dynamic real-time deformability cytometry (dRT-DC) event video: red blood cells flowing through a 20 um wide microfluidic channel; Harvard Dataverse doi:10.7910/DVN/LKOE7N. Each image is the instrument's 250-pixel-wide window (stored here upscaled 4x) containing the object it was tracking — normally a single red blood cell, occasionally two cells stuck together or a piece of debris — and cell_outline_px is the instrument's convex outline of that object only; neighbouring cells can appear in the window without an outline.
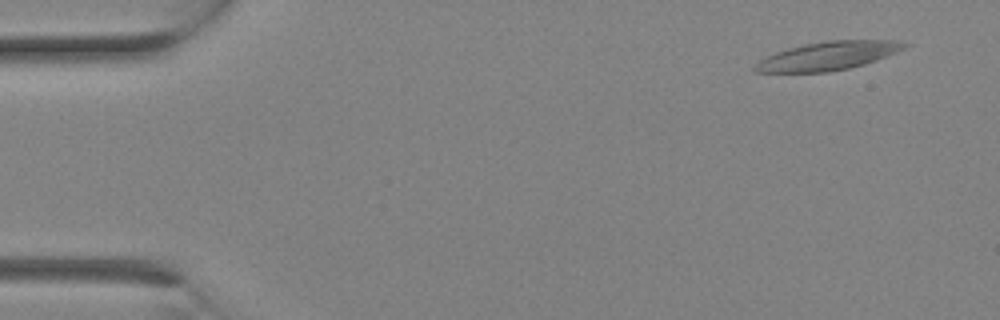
{"species": "Egyptian fruit bat (a non-hibernating species)", "species_latin": "Rousettus aegyptiacus", "temperature_condition": "room temperature", "stored_images_in_passage": 11, "camera_frame_rate_fps": 3000, "um_per_image_px": 0.085, "animal": {"sex": "female"}, "frame": {"image": 1, "passage_image": 2, "time_ms": 0.333, "image_size_px": [1000, 320], "cell_outline_px": [[908, 44], [904, 48], [896, 52], [876, 60], [864, 64], [848, 68], [828, 72], [756, 72], [752, 68], [760, 60], [776, 52], [788, 48], [804, 44], [828, 40], [896, 40]], "centroid_in_image_um": [70.37, 4.75], "position_along_channel_um": 14.6, "area_um2": 24.51}}
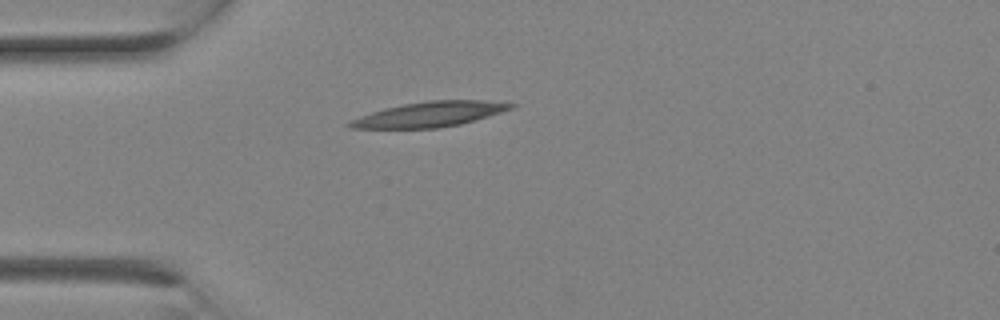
{"frame": {"image": 2, "passage_image": 7, "time_ms": 2.0, "image_size_px": [1000, 320], "cell_outline_px": [[516, 104], [512, 108], [488, 116], [460, 124], [436, 128], [352, 128], [344, 124], [360, 116], [384, 108], [404, 104], [428, 100], [484, 100]], "centroid_in_image_um": [36.5, 9.71], "position_along_channel_um": 48.5, "area_um2": 23.24}}
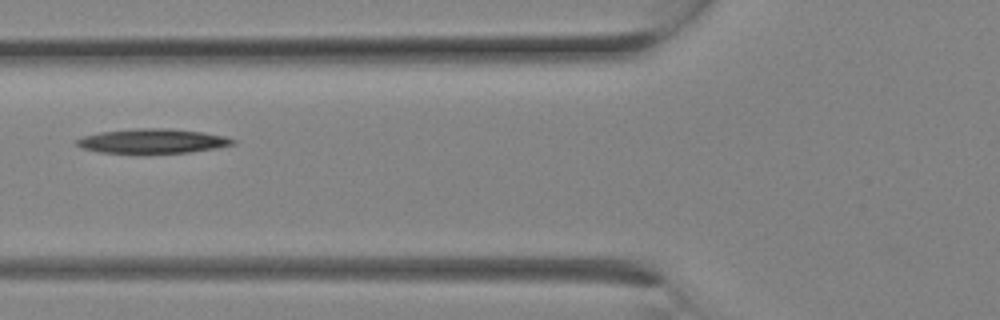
{"frame": {"image": 3, "passage_image": 10, "time_ms": 3.0, "image_size_px": [1000, 320], "cell_outline_px": [[236, 144], [216, 148], [188, 152], [144, 156], [136, 156], [100, 152], [80, 148], [76, 144], [76, 140], [84, 136], [100, 132], [136, 128], [168, 128], [204, 132], [224, 136], [236, 140]], "centroid_in_image_um": [12.93, 12.03], "position_along_channel_um": 112.9, "area_um2": 23.35}}